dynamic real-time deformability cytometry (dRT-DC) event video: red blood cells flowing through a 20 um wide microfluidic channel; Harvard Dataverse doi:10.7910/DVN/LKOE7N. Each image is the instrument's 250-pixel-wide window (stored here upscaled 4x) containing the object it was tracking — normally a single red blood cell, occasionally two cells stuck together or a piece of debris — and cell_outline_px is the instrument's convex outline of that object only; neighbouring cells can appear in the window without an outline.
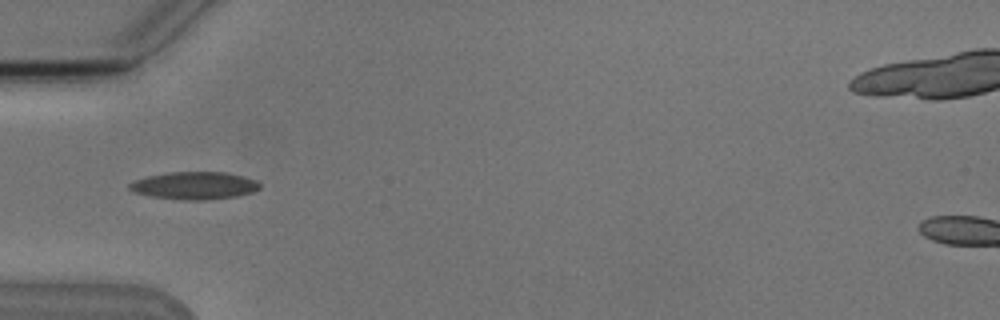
{"species": "Egyptian fruit bat (a non-hibernating species)", "species_latin": "Rousettus aegyptiacus", "temperature_condition": "cold", "stored_images_in_passage": 7, "camera_frame_rate_fps": 3000, "um_per_image_px": 0.085, "animal": {"sex": "male"}, "frame": {"image": 1, "passage_image": 6, "time_ms": 5.667, "image_size_px": [1000, 320], "cell_outline_px": [[260, 188], [252, 192], [236, 196], [208, 200], [184, 200], [148, 196], [132, 192], [128, 188], [128, 184], [136, 180], [148, 176], [168, 172], [224, 172], [244, 176], [256, 180], [260, 184]], "centroid_in_image_um": [16.51, 15.78], "position_along_channel_um": 68.5, "area_um2": 21.04}}